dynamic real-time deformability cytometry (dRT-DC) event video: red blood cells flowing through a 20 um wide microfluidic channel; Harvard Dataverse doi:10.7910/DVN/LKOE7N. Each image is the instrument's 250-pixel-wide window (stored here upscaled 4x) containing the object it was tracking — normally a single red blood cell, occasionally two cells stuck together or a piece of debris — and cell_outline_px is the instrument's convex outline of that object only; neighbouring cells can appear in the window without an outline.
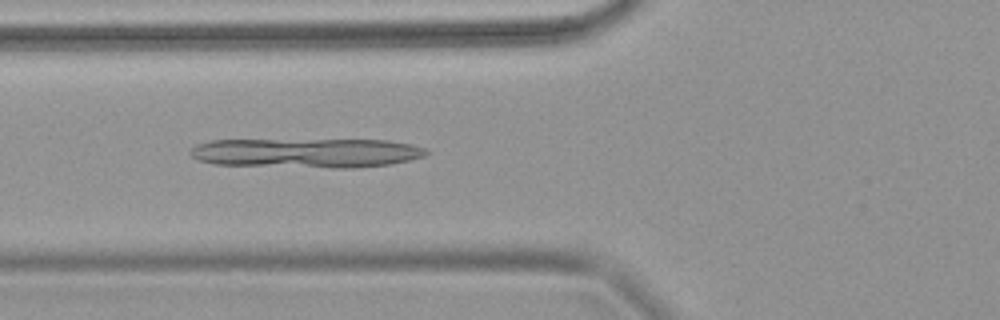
{"species": "common noctule bat (a hibernating species)", "species_latin": "Nyctalus noctula", "temperature_condition": "warm", "stored_images_in_passage": 7, "camera_frame_rate_fps": 3000, "um_per_image_px": 0.085, "animal": {"sex": "female", "body_mass_g": 18.4}, "frame": {"image": 1, "passage_image": 7, "time_ms": 2.0, "image_size_px": [1000, 320], "cell_outline_px": [[428, 152], [424, 156], [408, 160], [388, 164], [356, 168], [332, 168], [212, 164], [200, 160], [192, 156], [188, 152], [196, 144], [212, 140], [388, 140], [412, 144], [424, 148]], "centroid_in_image_um": [26.04, 13.0], "position_along_channel_um": 99.8, "area_um2": 40.58}}